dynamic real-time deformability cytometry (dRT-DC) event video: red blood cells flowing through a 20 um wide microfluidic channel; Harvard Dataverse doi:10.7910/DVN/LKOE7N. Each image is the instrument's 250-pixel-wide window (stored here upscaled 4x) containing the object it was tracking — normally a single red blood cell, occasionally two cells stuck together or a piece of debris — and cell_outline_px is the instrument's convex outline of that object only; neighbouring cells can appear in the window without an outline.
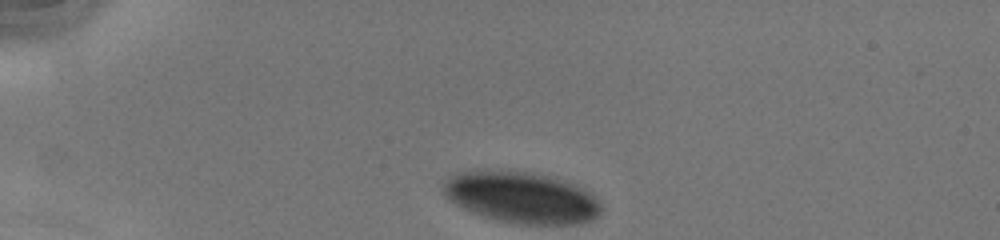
{"species": "human", "species_latin": "Homo sapiens", "temperature_condition": "cold", "stored_images_in_passage": 32, "camera_frame_rate_fps": 3000, "um_per_image_px": 0.085, "donor": {"sex": "male"}, "frame": {"image": 1, "passage_image": 1, "time_ms": 0.0, "image_size_px": [1000, 240], "cell_outline_px": [[600, 208], [588, 220], [568, 224], [528, 224], [508, 220], [492, 216], [468, 208], [456, 200], [448, 192], [448, 184], [456, 176], [476, 172], [492, 172], [532, 176], [564, 184], [588, 196]], "centroid_in_image_um": [44.37, 16.86], "position_along_channel_um": 40.6, "area_um2": 40.63}}
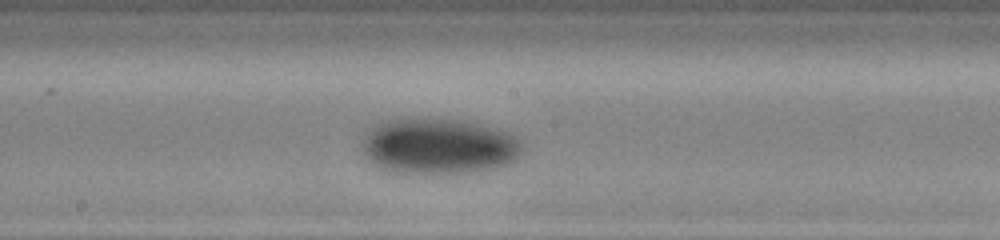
{"frame": {"image": 2, "passage_image": 17, "time_ms": 5.333, "image_size_px": [1000, 240], "cell_outline_px": [[516, 152], [508, 160], [496, 164], [476, 168], [436, 172], [412, 172], [392, 168], [380, 164], [364, 148], [368, 136], [372, 132], [384, 124], [408, 120], [440, 120], [464, 124], [484, 128], [500, 132], [516, 140]], "centroid_in_image_um": [37.22, 12.42], "position_along_channel_um": 211.0, "area_um2": 44.91}}
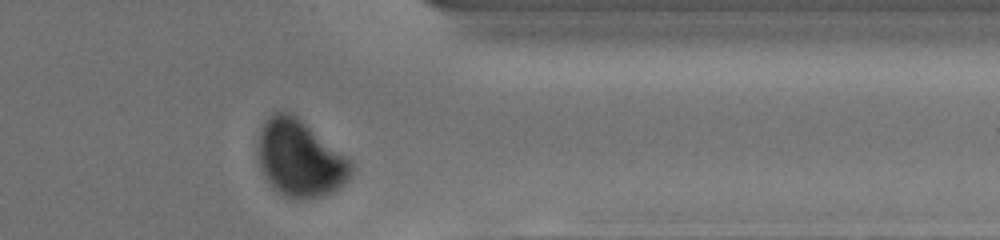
{"frame": {"image": 3, "passage_image": 30, "time_ms": 9.667, "image_size_px": [1000, 240], "cell_outline_px": [[348, 176], [340, 184], [328, 192], [312, 196], [292, 196], [280, 192], [272, 184], [264, 172], [260, 160], [260, 132], [264, 124], [276, 112], [288, 112], [296, 116], [348, 160]], "centroid_in_image_um": [25.44, 13.41], "position_along_channel_um": 386.0, "area_um2": 38.15}, "authors_computed_cell_mechanics": {"area_um2": 43.4367, "velocity_mm_per_s": 4.149, "shape_relaxation_time_tau1_ms": 3.0214, "shape_relaxation_time_tau2_ms": null, "deformation_change_tau1": 0.0993, "deformation_change_tau2": null}}